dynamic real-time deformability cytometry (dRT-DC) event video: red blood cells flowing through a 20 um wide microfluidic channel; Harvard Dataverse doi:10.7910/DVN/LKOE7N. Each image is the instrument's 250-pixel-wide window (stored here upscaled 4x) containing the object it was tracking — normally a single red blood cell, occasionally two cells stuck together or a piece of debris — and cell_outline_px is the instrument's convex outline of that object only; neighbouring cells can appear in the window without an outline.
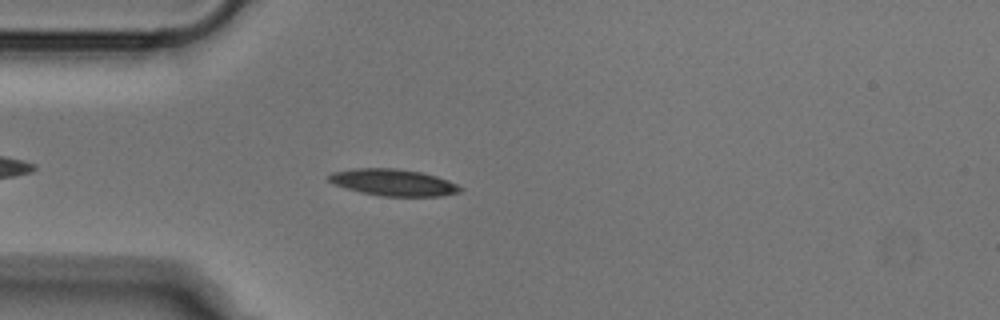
{"species": "Egyptian fruit bat (a non-hibernating species)", "species_latin": "Rousettus aegyptiacus", "temperature_condition": "cold", "stored_images_in_passage": 44, "camera_frame_rate_fps": 3000, "um_per_image_px": 0.085, "animal": {"sex": "male"}, "frame": {"image": 1, "passage_image": 6, "time_ms": 1.667, "image_size_px": [1000, 320], "cell_outline_px": [[464, 188], [460, 192], [440, 196], [380, 196], [360, 192], [336, 184], [328, 180], [328, 176], [332, 172], [352, 168], [396, 168], [420, 172], [436, 176], [448, 180]], "centroid_in_image_um": [33.45, 15.5], "position_along_channel_um": 51.6, "area_um2": 20.35}}
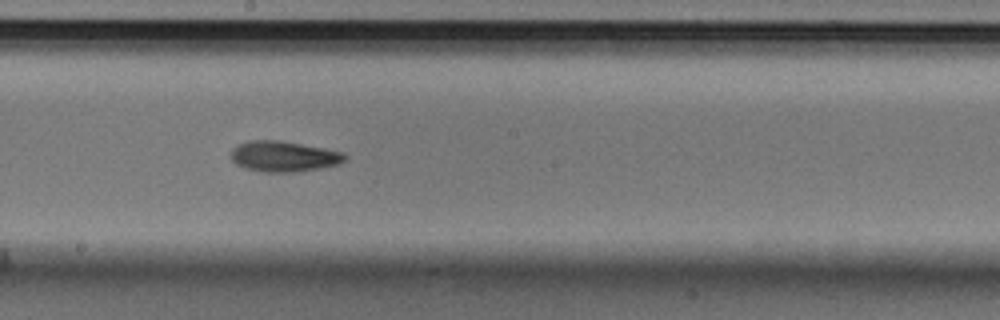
{"frame": {"image": 2, "passage_image": 20, "time_ms": 6.333, "image_size_px": [1000, 320], "cell_outline_px": [[348, 156], [344, 160], [336, 164], [320, 168], [300, 172], [264, 172], [244, 168], [236, 164], [232, 160], [232, 148], [236, 144], [248, 140], [280, 140], [324, 148], [344, 152]], "centroid_in_image_um": [24.09, 13.29], "position_along_channel_um": 224.1, "area_um2": 20.46}}
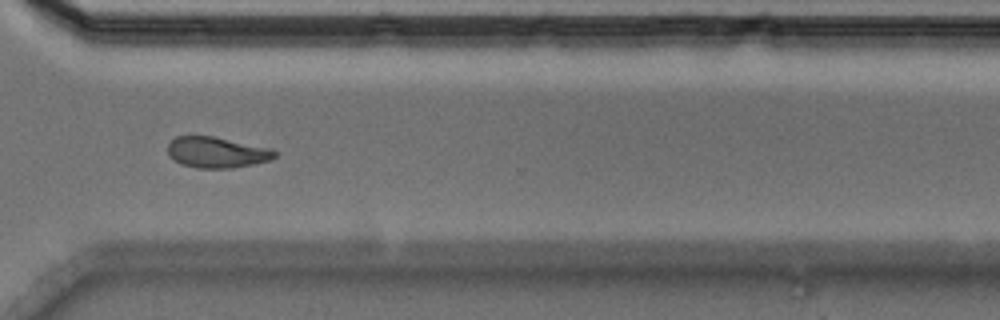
{"frame": {"image": 3, "passage_image": 30, "time_ms": 9.667, "image_size_px": [1000, 320], "cell_outline_px": [[276, 156], [268, 160], [252, 164], [232, 168], [196, 168], [180, 164], [172, 160], [168, 156], [168, 144], [176, 136], [212, 136], [272, 148], [276, 152]], "centroid_in_image_um": [18.38, 12.95], "position_along_channel_um": 352.2, "area_um2": 19.31}}